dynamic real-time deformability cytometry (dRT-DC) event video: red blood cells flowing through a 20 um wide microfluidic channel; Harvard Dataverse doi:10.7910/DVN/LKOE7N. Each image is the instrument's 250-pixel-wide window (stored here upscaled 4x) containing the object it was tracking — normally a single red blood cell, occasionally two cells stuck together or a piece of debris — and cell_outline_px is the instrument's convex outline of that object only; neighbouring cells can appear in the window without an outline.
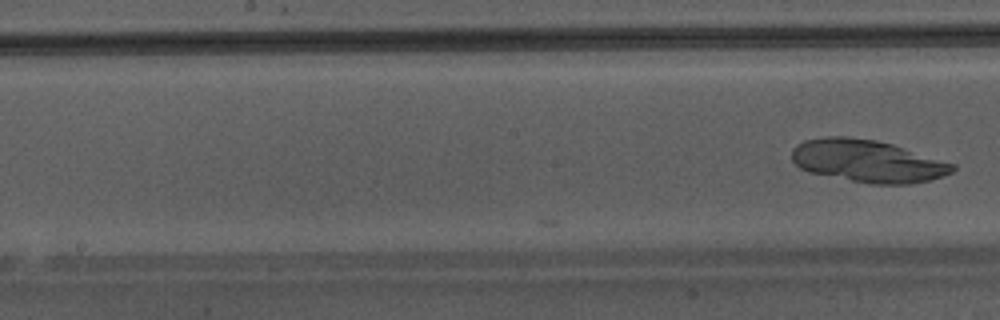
{"species": "Egyptian fruit bat (a non-hibernating species)", "species_latin": "Rousettus aegyptiacus", "temperature_condition": "warm", "stored_images_in_passage": 13, "camera_frame_rate_fps": 3000, "um_per_image_px": 0.085, "animal": {"sex": "male"}, "frame": {"image": 1, "passage_image": 13, "time_ms": 4.0, "image_size_px": [1000, 320], "cell_outline_px": [[956, 168], [952, 172], [944, 176], [932, 180], [912, 184], [872, 184], [808, 172], [800, 168], [792, 160], [792, 148], [796, 144], [804, 140], [824, 136], [848, 136], [876, 140], [892, 144], [956, 164]], "centroid_in_image_um": [73.75, 13.68], "position_along_channel_um": 174.5, "area_um2": 40.0}}